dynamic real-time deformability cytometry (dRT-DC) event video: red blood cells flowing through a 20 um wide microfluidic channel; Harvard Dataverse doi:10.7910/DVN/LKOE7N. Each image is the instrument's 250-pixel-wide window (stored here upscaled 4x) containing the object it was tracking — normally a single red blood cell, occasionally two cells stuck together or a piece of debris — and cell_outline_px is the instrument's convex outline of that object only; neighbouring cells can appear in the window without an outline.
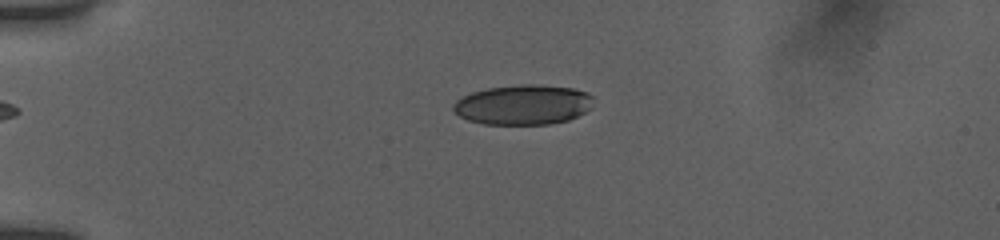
{"species": "human", "species_latin": "Homo sapiens", "temperature_condition": "room temperature", "stored_images_in_passage": 24, "camera_frame_rate_fps": 3000, "um_per_image_px": 0.085, "donor": {"sex": "female"}, "frame": {"image": 1, "passage_image": 12, "time_ms": 4.667, "image_size_px": [1000, 240], "cell_outline_px": [[592, 108], [568, 120], [548, 124], [484, 124], [468, 120], [460, 116], [452, 108], [452, 104], [456, 100], [472, 92], [488, 88], [520, 84], [532, 84], [572, 88], [588, 92], [592, 96]], "centroid_in_image_um": [44.47, 8.9], "position_along_channel_um": 40.5, "area_um2": 32.54}}
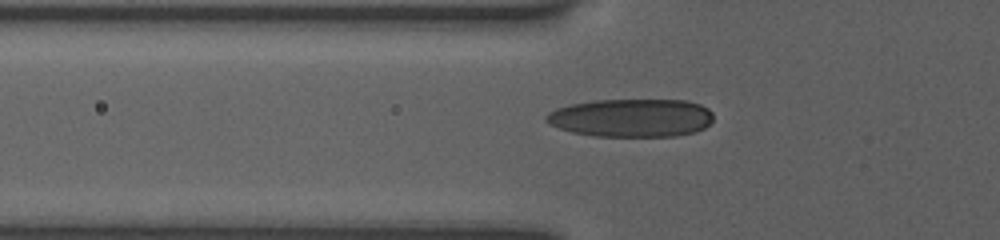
{"frame": {"image": 2, "passage_image": 19, "time_ms": 6.667, "image_size_px": [1000, 240], "cell_outline_px": [[712, 120], [704, 128], [696, 132], [676, 136], [592, 136], [572, 132], [548, 124], [544, 120], [544, 116], [548, 112], [556, 108], [572, 104], [596, 100], [688, 100], [700, 104], [708, 108], [712, 112]], "centroid_in_image_um": [53.66, 10.02], "position_along_channel_um": 72.1, "area_um2": 37.45}}
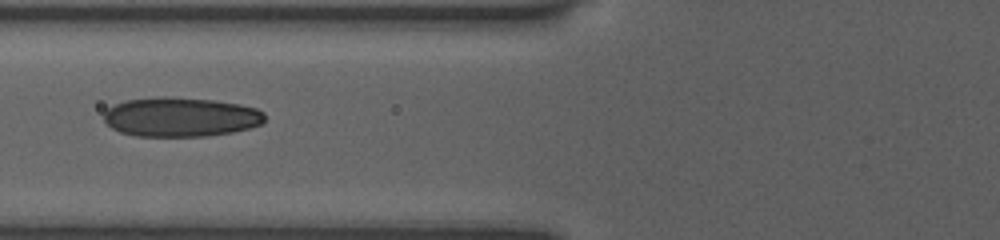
{"frame": {"image": 3, "passage_image": 23, "time_ms": 7.667, "image_size_px": [1000, 240], "cell_outline_px": [[264, 120], [260, 124], [248, 128], [232, 132], [208, 136], [136, 136], [120, 132], [112, 128], [104, 120], [104, 112], [108, 108], [124, 100], [164, 96], [212, 100], [240, 104], [256, 108], [264, 112]], "centroid_in_image_um": [15.34, 9.94], "position_along_channel_um": 110.5, "area_um2": 36.88}}